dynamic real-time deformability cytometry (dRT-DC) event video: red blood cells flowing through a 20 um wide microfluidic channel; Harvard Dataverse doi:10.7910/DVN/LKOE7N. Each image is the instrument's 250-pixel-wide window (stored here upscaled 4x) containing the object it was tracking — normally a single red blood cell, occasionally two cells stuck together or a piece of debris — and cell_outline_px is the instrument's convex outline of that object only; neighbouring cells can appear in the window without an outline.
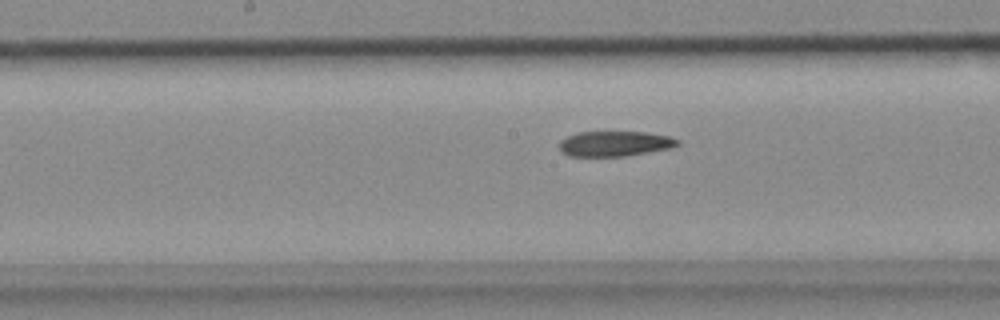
{"species": "common noctule bat (a hibernating species)", "species_latin": "Nyctalus noctula", "temperature_condition": "cold", "stored_images_in_passage": 30, "camera_frame_rate_fps": 3000, "um_per_image_px": 0.085, "animal": {"sex": "female", "body_mass_g": 18.4}, "frame": {"image": 1, "passage_image": 14, "time_ms": 4.333, "image_size_px": [1000, 320], "cell_outline_px": [[680, 144], [672, 148], [624, 156], [568, 156], [560, 148], [560, 140], [576, 132], [644, 132], [668, 136], [680, 140]], "centroid_in_image_um": [52.28, 12.21], "position_along_channel_um": 195.9, "area_um2": 17.28}}
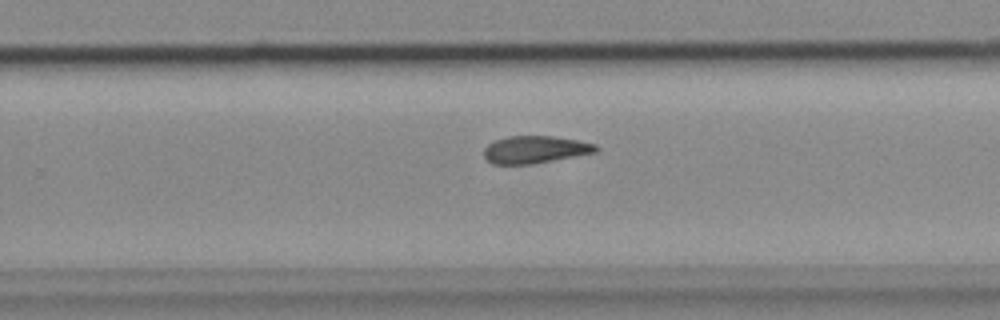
{"frame": {"image": 2, "passage_image": 21, "time_ms": 6.667, "image_size_px": [1000, 320], "cell_outline_px": [[600, 148], [596, 152], [532, 164], [492, 164], [484, 156], [484, 148], [488, 144], [496, 140], [508, 136], [552, 136], [576, 140], [596, 144]], "centroid_in_image_um": [45.48, 12.71], "position_along_channel_um": 284.3, "area_um2": 17.74}}
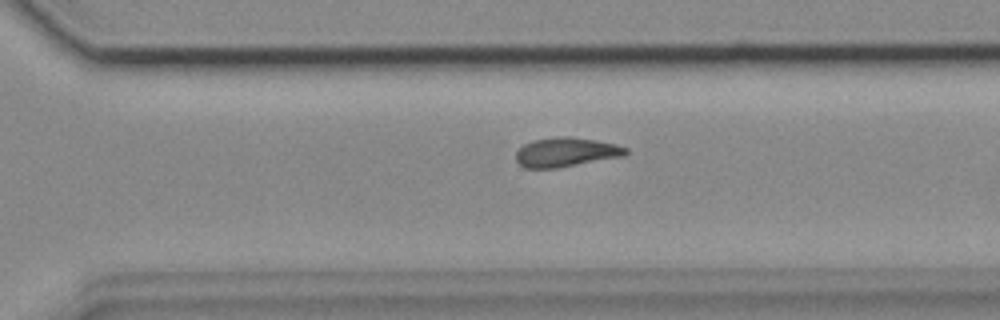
{"frame": {"image": 3, "passage_image": 24, "time_ms": 7.667, "image_size_px": [1000, 320], "cell_outline_px": [[628, 152], [624, 156], [556, 168], [524, 168], [516, 160], [516, 152], [524, 144], [532, 140], [556, 136], [568, 136], [616, 144], [628, 148]], "centroid_in_image_um": [48.09, 12.93], "position_along_channel_um": 322.5, "area_um2": 18.67}}